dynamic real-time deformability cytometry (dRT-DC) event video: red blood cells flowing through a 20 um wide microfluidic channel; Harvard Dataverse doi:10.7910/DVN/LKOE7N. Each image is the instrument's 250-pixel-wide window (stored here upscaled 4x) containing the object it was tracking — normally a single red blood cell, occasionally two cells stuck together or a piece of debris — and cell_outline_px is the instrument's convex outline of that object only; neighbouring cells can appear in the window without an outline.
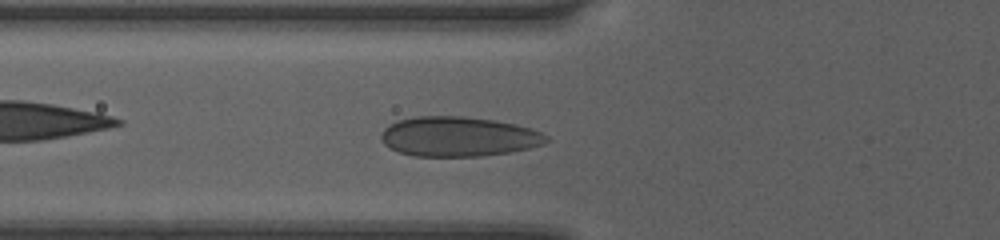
{"species": "human", "species_latin": "Homo sapiens", "temperature_condition": "room temperature", "stored_images_in_passage": 39, "camera_frame_rate_fps": 3000, "um_per_image_px": 0.085, "donor": {"sex": "female"}, "frame": {"image": 1, "passage_image": 12, "time_ms": 3.667, "image_size_px": [1000, 240], "cell_outline_px": [[548, 140], [544, 144], [512, 152], [480, 156], [412, 156], [388, 148], [384, 144], [380, 136], [384, 128], [400, 120], [416, 116], [464, 116], [496, 120], [516, 124], [540, 132], [548, 136]], "centroid_in_image_um": [38.97, 11.61], "position_along_channel_um": 86.8, "area_um2": 38.32}}
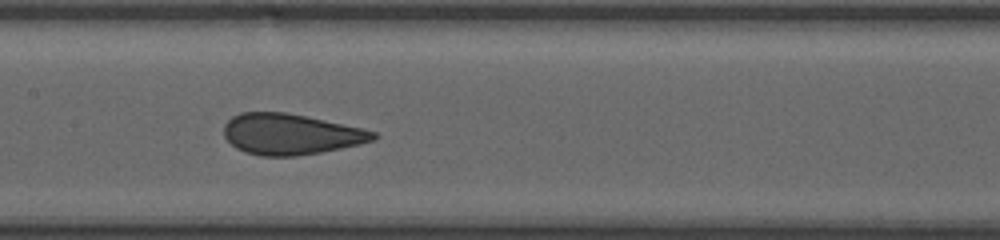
{"frame": {"image": 2, "passage_image": 19, "time_ms": 6.0, "image_size_px": [1000, 240], "cell_outline_px": [[380, 136], [376, 140], [360, 144], [320, 152], [296, 156], [260, 156], [244, 152], [236, 148], [224, 136], [224, 124], [232, 116], [240, 112], [284, 112], [364, 128], [376, 132]], "centroid_in_image_um": [24.72, 11.41], "position_along_channel_um": 182.7, "area_um2": 35.6}}
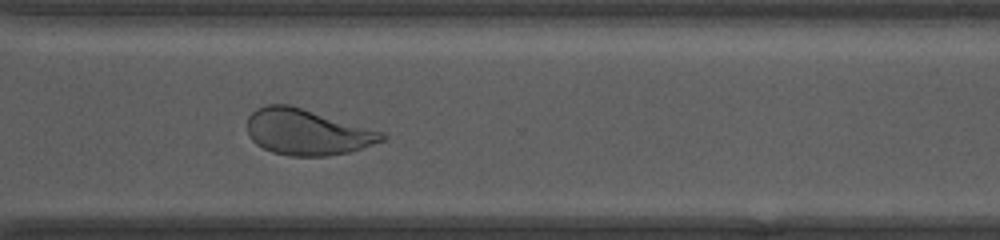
{"frame": {"image": 3, "passage_image": 31, "time_ms": 10.0, "image_size_px": [1000, 240], "cell_outline_px": [[384, 140], [348, 152], [324, 156], [288, 156], [272, 152], [256, 144], [248, 136], [248, 116], [256, 108], [268, 104], [288, 104], [384, 132]], "centroid_in_image_um": [26.05, 11.22], "position_along_channel_um": 344.5, "area_um2": 35.72}, "authors_computed_cell_mechanics": {"area_um2": 36.0094, "velocity_mm_per_s": 4.0613, "shape_relaxation_time_tau1_ms": 10.8395, "shape_relaxation_time_tau2_ms": null, "deformation_change_tau1": 0.2082, "deformation_change_tau2": null}}